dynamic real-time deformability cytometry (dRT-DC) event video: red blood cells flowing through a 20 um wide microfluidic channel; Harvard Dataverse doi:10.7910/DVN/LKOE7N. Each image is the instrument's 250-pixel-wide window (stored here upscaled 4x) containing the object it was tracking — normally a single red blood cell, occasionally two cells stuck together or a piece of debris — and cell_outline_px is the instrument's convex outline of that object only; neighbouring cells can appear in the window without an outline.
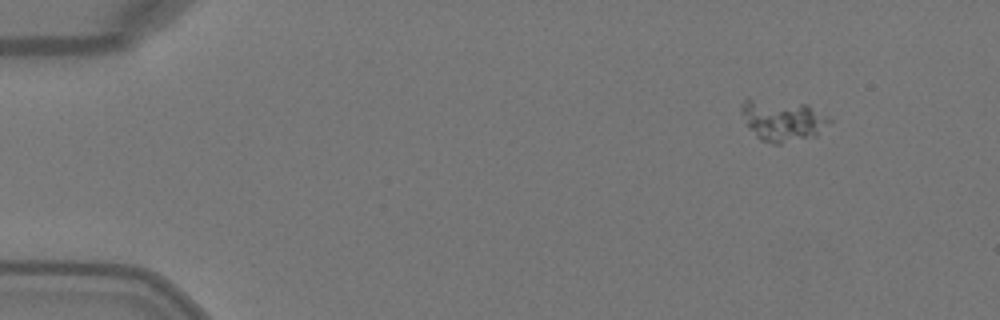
{"species": "Egyptian fruit bat (a non-hibernating species)", "species_latin": "Rousettus aegyptiacus", "temperature_condition": "warm", "stored_images_in_passage": 5, "segment_of_instrument_passage": [2, 2], "camera_frame_rate_fps": 3000, "um_per_image_px": 0.085, "animal": {"sex": "female"}, "frame": {"image": 1, "passage_image": 5, "time_ms": 1.333, "image_size_px": [1000, 320], "cell_outline_px": [[832, 120], [816, 136], [780, 144], [772, 144], [760, 140], [748, 128], [740, 112], [740, 104], [744, 100], [752, 100], [808, 104], [832, 116]], "centroid_in_image_um": [66.56, 10.25], "position_along_channel_um": 18.4, "area_um2": 21.33}}